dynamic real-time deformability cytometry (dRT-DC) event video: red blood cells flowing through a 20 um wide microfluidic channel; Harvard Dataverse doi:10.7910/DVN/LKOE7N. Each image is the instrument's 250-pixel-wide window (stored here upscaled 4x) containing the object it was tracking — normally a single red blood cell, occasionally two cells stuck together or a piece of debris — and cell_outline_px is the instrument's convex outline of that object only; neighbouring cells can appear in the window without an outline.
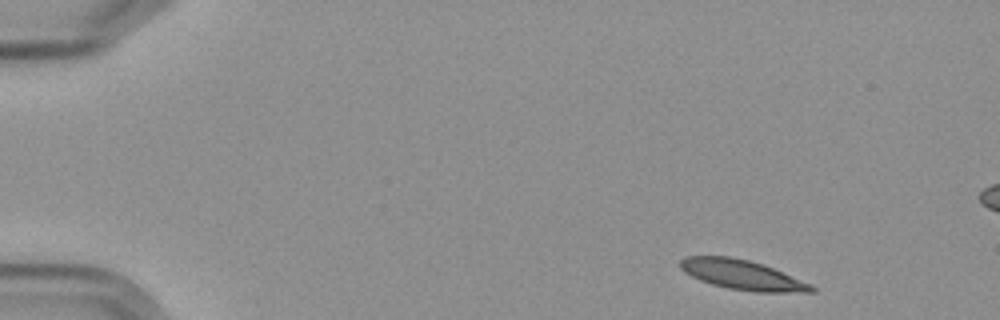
{"species": "Egyptian fruit bat (a non-hibernating species)", "species_latin": "Rousettus aegyptiacus", "temperature_condition": "cold", "stored_images_in_passage": 15, "camera_frame_rate_fps": 3000, "um_per_image_px": 0.085, "frame": {"image": 1, "passage_image": 1, "time_ms": 0.0, "image_size_px": [1000, 320], "cell_outline_px": [[816, 292], [756, 292], [728, 288], [712, 284], [700, 280], [684, 272], [680, 268], [680, 260], [684, 256], [728, 256], [748, 260], [764, 264], [812, 284], [816, 288]], "centroid_in_image_um": [63.11, 23.36], "position_along_channel_um": 21.9, "area_um2": 22.77}}
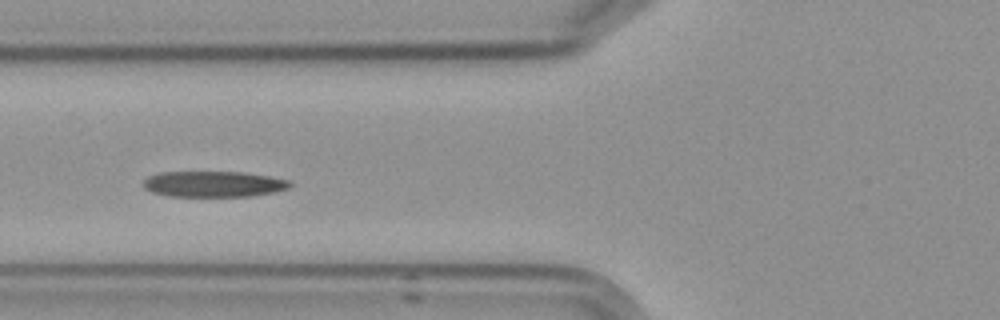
{"frame": {"image": 2, "passage_image": 5, "time_ms": 5.333, "image_size_px": [1000, 320], "cell_outline_px": [[292, 184], [288, 188], [276, 192], [248, 196], [168, 196], [152, 192], [144, 188], [144, 180], [148, 176], [160, 172], [244, 172], [272, 176], [292, 180]], "centroid_in_image_um": [18.2, 15.64], "position_along_channel_um": 107.6, "area_um2": 22.25}}
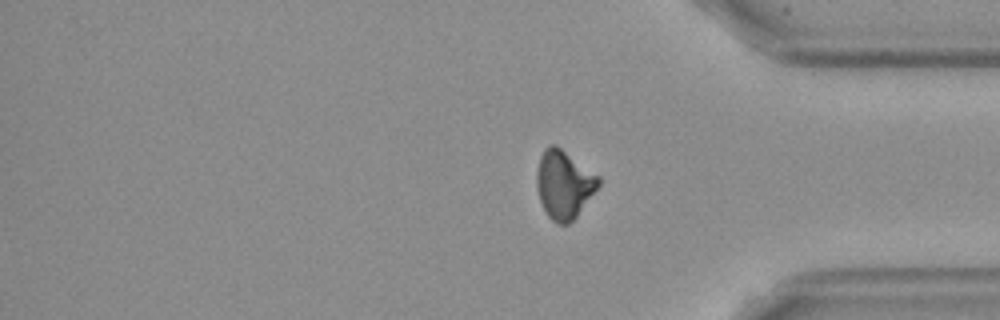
{"frame": {"image": 3, "passage_image": 15, "time_ms": 17.667, "image_size_px": [1000, 320], "cell_outline_px": [[600, 184], [576, 216], [568, 224], [556, 224], [548, 216], [540, 200], [536, 188], [536, 172], [540, 156], [544, 148], [548, 144], [556, 144], [600, 176]], "centroid_in_image_um": [47.91, 15.64], "position_along_channel_um": 387.3, "area_um2": 24.62}, "authors_computed_cell_mechanics": {"area_um2": 22.542, "velocity_mm_per_s": 3.5347, "shape_relaxation_time_tau1_ms": 5.5834, "shape_relaxation_time_tau2_ms": 4.7404, "deformation_change_tau1": 0.1534, "deformation_change_tau2": 0.1072}}